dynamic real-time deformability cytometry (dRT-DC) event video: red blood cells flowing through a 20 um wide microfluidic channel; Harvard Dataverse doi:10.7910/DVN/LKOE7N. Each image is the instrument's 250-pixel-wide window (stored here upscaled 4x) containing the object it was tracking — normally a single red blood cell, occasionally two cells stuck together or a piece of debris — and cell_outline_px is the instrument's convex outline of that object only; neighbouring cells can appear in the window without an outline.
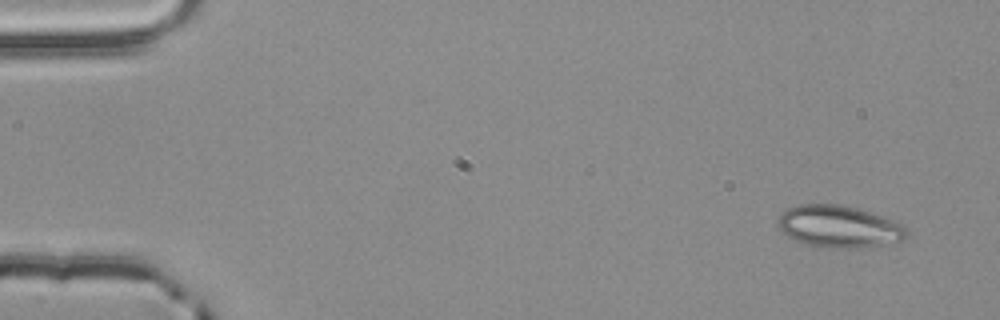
{"species": "common noctule bat (a hibernating species)", "species_latin": "Nyctalus noctula", "temperature_condition": "room temperature", "stored_images_in_passage": 4, "camera_frame_rate_fps": 3000, "um_per_image_px": 0.085, "animal": {"sex": "male", "body_mass_g": 20.4}, "frame": {"image": 1, "passage_image": 1, "time_ms": 0.0, "image_size_px": [1000, 320], "cell_outline_px": [[908, 236], [900, 240], [868, 248], [836, 248], [804, 244], [788, 236], [776, 224], [776, 220], [788, 208], [800, 204], [840, 204], [856, 208], [896, 220], [904, 228]], "centroid_in_image_um": [71.3, 19.26], "position_along_channel_um": 13.7, "area_um2": 31.39}}